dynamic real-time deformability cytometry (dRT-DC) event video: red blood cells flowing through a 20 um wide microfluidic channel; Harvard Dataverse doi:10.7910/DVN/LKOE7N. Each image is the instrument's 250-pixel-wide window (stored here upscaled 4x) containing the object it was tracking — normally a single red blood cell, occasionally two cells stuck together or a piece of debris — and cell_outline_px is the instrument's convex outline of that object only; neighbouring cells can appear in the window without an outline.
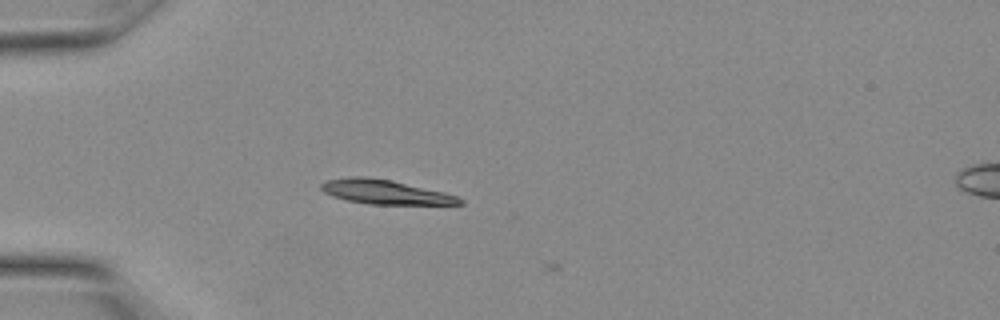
{"species": "Egyptian fruit bat (a non-hibernating species)", "species_latin": "Rousettus aegyptiacus", "temperature_condition": "warm", "stored_images_in_passage": 4, "camera_frame_rate_fps": 3000, "um_per_image_px": 0.085, "animal": {"sex": "female"}, "frame": {"image": 1, "passage_image": 2, "time_ms": 0.333, "image_size_px": [1000, 320], "cell_outline_px": [[464, 204], [368, 204], [348, 200], [332, 196], [324, 192], [320, 188], [320, 184], [328, 180], [348, 176], [364, 176], [392, 180], [444, 192], [456, 196], [464, 200]], "centroid_in_image_um": [32.72, 16.31], "position_along_channel_um": 52.3, "area_um2": 19.54}}